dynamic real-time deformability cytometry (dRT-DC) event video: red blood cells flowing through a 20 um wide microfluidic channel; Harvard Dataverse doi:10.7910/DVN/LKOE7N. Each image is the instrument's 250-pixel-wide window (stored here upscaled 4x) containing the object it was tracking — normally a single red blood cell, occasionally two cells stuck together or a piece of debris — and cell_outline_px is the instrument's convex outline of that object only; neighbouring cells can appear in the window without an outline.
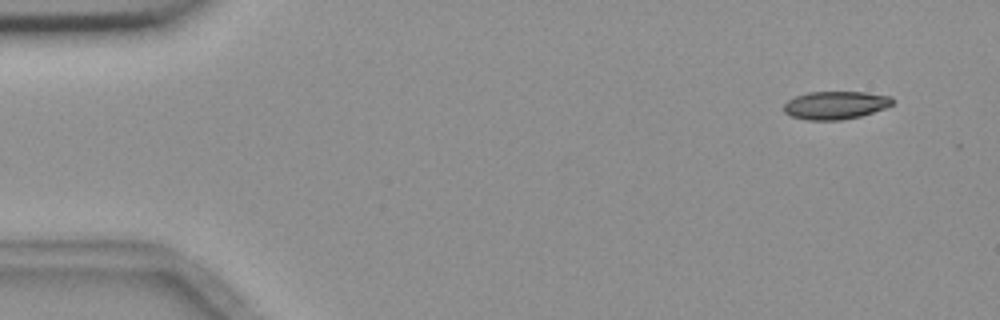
{"species": "common noctule bat (a hibernating species)", "species_latin": "Nyctalus noctula", "temperature_condition": "room temperature", "stored_images_in_passage": 5, "camera_frame_rate_fps": 3000, "um_per_image_px": 0.085, "animal": {"sex": "female", "body_mass_g": 18.4}, "frame": {"image": 1, "passage_image": 2, "time_ms": 1.0, "image_size_px": [1000, 320], "cell_outline_px": [[892, 104], [884, 108], [860, 116], [840, 120], [808, 120], [792, 116], [784, 112], [784, 104], [788, 100], [796, 96], [808, 92], [864, 92], [892, 96]], "centroid_in_image_um": [71.0, 8.93], "position_along_channel_um": 14.0, "area_um2": 17.57}}